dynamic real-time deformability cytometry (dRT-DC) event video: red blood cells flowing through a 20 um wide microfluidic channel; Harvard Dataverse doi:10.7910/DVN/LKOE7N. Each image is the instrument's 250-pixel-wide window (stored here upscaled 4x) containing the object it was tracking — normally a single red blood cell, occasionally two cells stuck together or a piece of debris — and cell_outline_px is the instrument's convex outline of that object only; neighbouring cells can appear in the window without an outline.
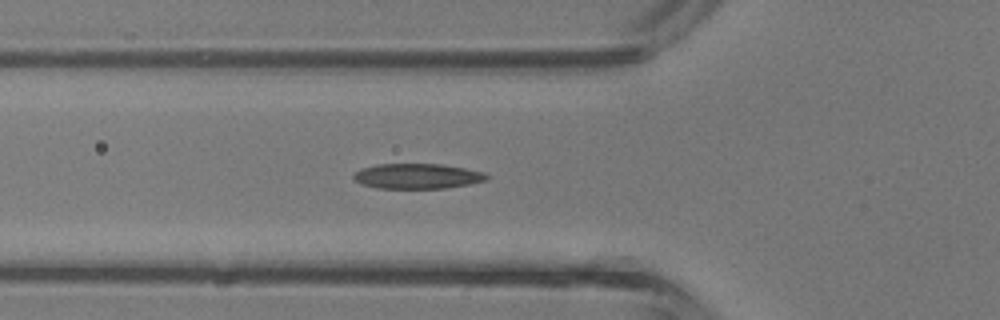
{"species": "common noctule bat (a hibernating species)", "species_latin": "Nyctalus noctula", "temperature_condition": "room temperature", "stored_images_in_passage": 31, "camera_frame_rate_fps": 3000, "um_per_image_px": 0.085, "animal": {"sex": "male", "body_mass_g": 13.3}, "frame": {"image": 1, "passage_image": 6, "time_ms": 1.667, "image_size_px": [1000, 320], "cell_outline_px": [[488, 180], [448, 188], [376, 188], [364, 184], [356, 180], [352, 176], [360, 168], [376, 164], [440, 164], [464, 168], [484, 172], [488, 176]], "centroid_in_image_um": [35.48, 14.97], "position_along_channel_um": 90.3, "area_um2": 19.42}}
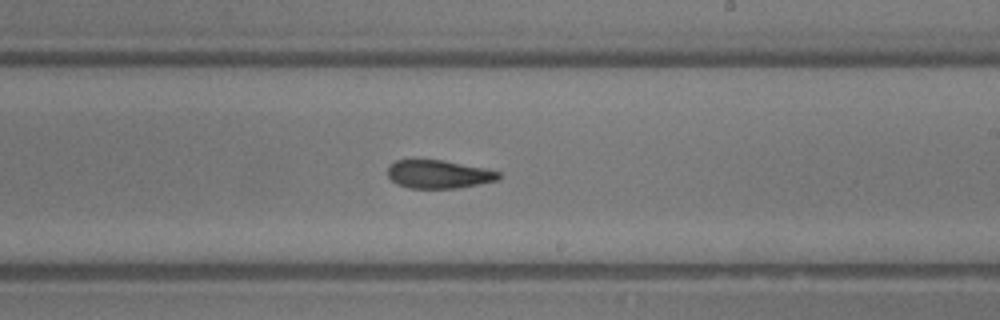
{"frame": {"image": 2, "passage_image": 16, "time_ms": 5.0, "image_size_px": [1000, 320], "cell_outline_px": [[500, 180], [456, 188], [408, 188], [396, 184], [388, 176], [388, 168], [396, 160], [444, 160], [484, 168], [500, 172]], "centroid_in_image_um": [37.3, 14.81], "position_along_channel_um": 251.7, "area_um2": 18.21}}
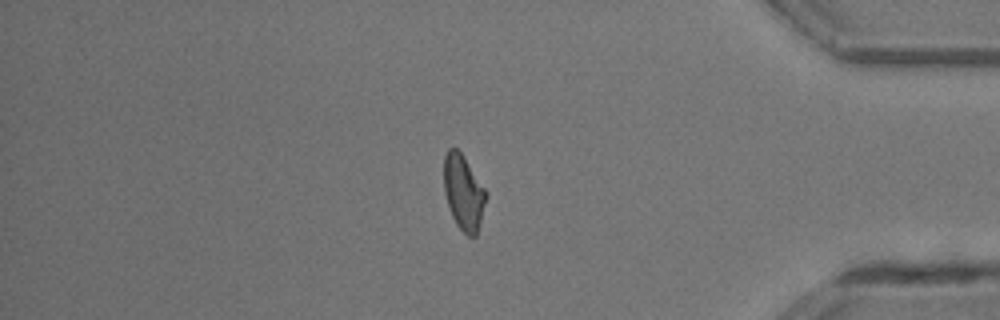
{"frame": {"image": 3, "passage_image": 27, "time_ms": 8.667, "image_size_px": [1000, 320], "cell_outline_px": [[488, 196], [476, 236], [468, 236], [456, 224], [452, 216], [444, 192], [444, 156], [448, 148], [456, 148], [464, 156], [484, 188]], "centroid_in_image_um": [39.4, 16.35], "position_along_channel_um": 395.8, "area_um2": 18.32}, "authors_computed_cell_mechanics": {"area_um2": 19.1318, "velocity_mm_per_s": 4.8257, "shape_relaxation_time_tau1_ms": 6.127, "shape_relaxation_time_tau2_ms": 2.501, "deformation_change_tau1": 0.1905, "deformation_change_tau2": 0.104}}